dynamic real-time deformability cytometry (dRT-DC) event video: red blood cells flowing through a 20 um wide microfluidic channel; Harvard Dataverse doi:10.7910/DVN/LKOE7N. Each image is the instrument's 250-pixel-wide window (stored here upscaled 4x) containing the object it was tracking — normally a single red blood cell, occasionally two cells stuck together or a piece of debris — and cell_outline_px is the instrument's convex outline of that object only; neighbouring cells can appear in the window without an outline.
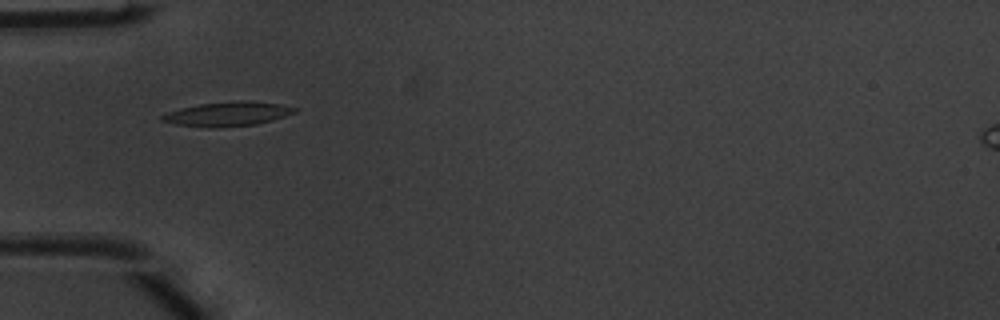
{"species": "common noctule bat (a hibernating species)", "species_latin": "Nyctalus noctula", "temperature_condition": "warm", "stored_images_in_passage": 6, "camera_frame_rate_fps": 3000, "um_per_image_px": 0.085, "animal": {"sex": "male", "body_mass_g": 20.1, "forearm_length_mm": 53.5}, "frame": {"image": 1, "passage_image": 1, "time_ms": 0.0, "image_size_px": [1000, 320], "cell_outline_px": [[300, 108], [296, 112], [272, 120], [256, 124], [220, 128], [208, 128], [176, 124], [160, 120], [160, 116], [168, 112], [200, 104], [232, 100], [248, 100], [280, 104]], "centroid_in_image_um": [19.38, 9.68], "position_along_channel_um": 65.6, "area_um2": 18.9}}